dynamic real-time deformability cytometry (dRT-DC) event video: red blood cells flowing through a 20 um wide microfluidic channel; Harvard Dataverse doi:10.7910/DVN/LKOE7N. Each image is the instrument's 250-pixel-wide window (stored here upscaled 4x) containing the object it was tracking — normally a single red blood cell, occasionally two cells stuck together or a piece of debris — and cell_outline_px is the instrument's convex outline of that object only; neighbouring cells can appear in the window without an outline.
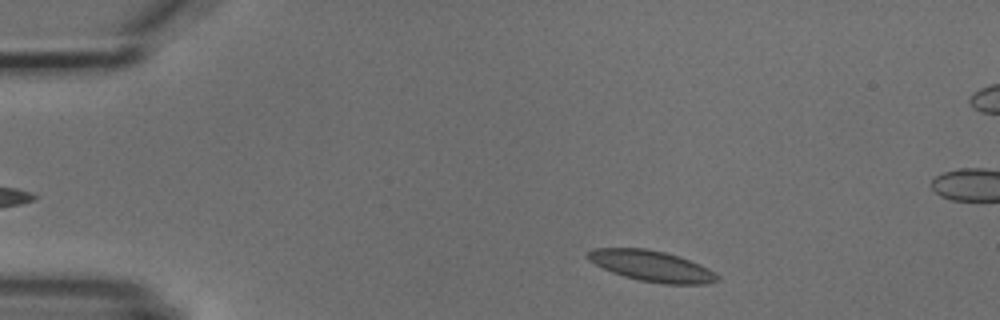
{"species": "common noctule bat (a hibernating species)", "species_latin": "Nyctalus noctula", "temperature_condition": "cold", "stored_images_in_passage": 3, "segment_of_instrument_passage": [2, 2], "camera_frame_rate_fps": 3000, "um_per_image_px": 0.085, "animal": {"sex": "male", "body_mass_g": 18.8}, "frame": {"image": 1, "passage_image": 3, "time_ms": 3.333, "image_size_px": [1000, 320], "cell_outline_px": [[720, 280], [708, 284], [664, 284], [640, 280], [624, 276], [612, 272], [588, 260], [588, 252], [592, 248], [648, 248], [680, 256], [700, 264], [708, 268], [720, 276]], "centroid_in_image_um": [55.44, 22.61], "position_along_channel_um": 29.6, "area_um2": 23.29}}